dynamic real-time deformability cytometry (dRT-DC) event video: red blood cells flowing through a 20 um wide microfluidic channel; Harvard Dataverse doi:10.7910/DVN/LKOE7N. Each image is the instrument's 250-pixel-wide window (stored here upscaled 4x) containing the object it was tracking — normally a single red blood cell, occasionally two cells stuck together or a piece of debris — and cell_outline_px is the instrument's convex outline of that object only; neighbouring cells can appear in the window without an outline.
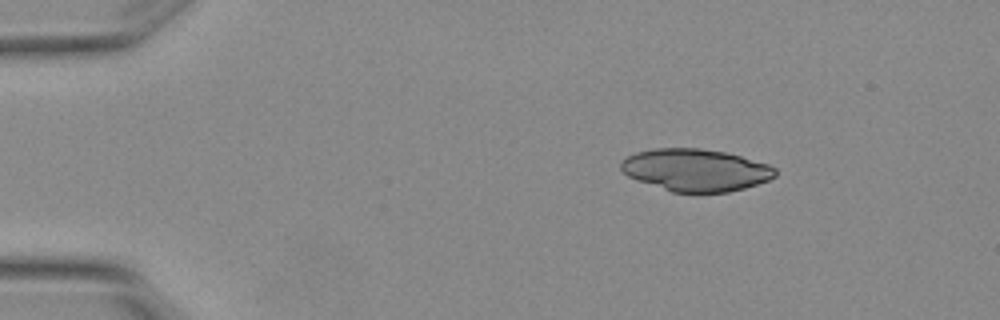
{"species": "Egyptian fruit bat (a non-hibernating species)", "species_latin": "Rousettus aegyptiacus", "temperature_condition": "warm", "stored_images_in_passage": 3, "camera_frame_rate_fps": 3000, "um_per_image_px": 0.085, "animal": {"sex": "female"}, "frame": {"image": 1, "passage_image": 1, "time_ms": 0.0, "image_size_px": [1000, 320], "cell_outline_px": [[776, 176], [768, 180], [744, 188], [728, 192], [672, 192], [636, 180], [628, 176], [620, 168], [620, 160], [636, 152], [656, 148], [700, 148], [724, 152], [740, 156], [768, 164], [776, 168]], "centroid_in_image_um": [59.1, 14.45], "position_along_channel_um": 25.9, "area_um2": 37.92}}